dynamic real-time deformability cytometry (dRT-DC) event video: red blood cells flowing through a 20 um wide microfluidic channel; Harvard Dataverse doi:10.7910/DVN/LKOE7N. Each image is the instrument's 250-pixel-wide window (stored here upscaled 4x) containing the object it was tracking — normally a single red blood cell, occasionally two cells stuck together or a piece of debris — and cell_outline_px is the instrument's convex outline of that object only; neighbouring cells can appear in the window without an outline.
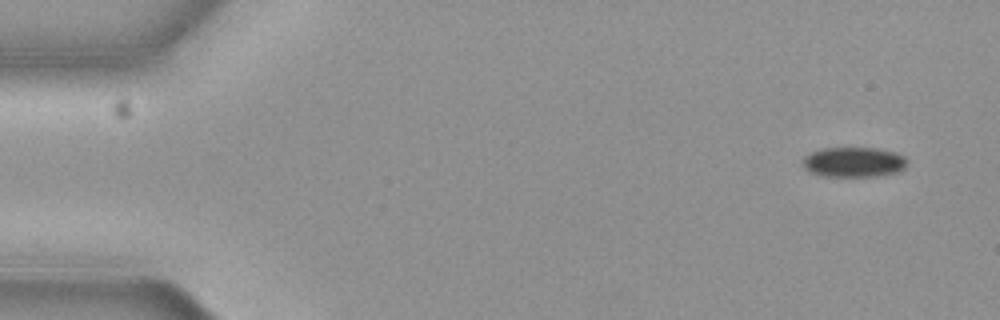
{"species": "common noctule bat (a hibernating species)", "species_latin": "Nyctalus noctula", "temperature_condition": "cold", "stored_images_in_passage": 3, "camera_frame_rate_fps": 3000, "um_per_image_px": 0.085, "animal": {"sex": "female", "body_mass_g": 19.3, "forearm_length_mm": 54.1}, "frame": {"image": 1, "passage_image": 1, "time_ms": 0.0, "image_size_px": [1000, 320], "cell_outline_px": [[908, 164], [900, 172], [880, 176], [820, 176], [808, 172], [804, 168], [804, 156], [812, 152], [824, 148], [876, 148], [896, 152], [904, 156], [908, 160]], "centroid_in_image_um": [72.61, 13.79], "position_along_channel_um": 12.4, "area_um2": 18.5}}